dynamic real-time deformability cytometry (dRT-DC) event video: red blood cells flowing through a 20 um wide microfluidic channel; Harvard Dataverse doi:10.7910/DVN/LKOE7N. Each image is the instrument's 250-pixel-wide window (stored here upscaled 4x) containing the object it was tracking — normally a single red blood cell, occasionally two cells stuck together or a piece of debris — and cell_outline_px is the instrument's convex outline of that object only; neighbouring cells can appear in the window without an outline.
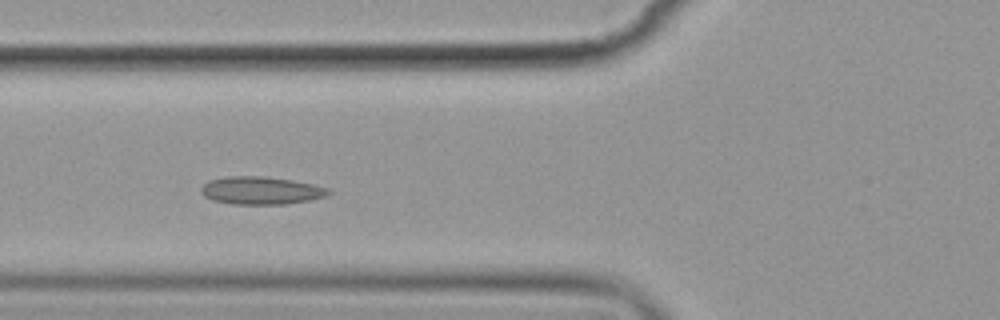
{"species": "common noctule bat (a hibernating species)", "species_latin": "Nyctalus noctula", "temperature_condition": "cold", "stored_images_in_passage": 7, "camera_frame_rate_fps": 3000, "um_per_image_px": 0.085, "animal": {"sex": "female", "body_mass_g": 19.9}, "frame": {"image": 1, "passage_image": 5, "time_ms": 4.667, "image_size_px": [1000, 320], "cell_outline_px": [[332, 192], [328, 196], [308, 200], [284, 204], [232, 204], [212, 200], [204, 196], [200, 192], [200, 188], [208, 180], [228, 176], [264, 176], [292, 180], [312, 184], [328, 188]], "centroid_in_image_um": [22.17, 16.19], "position_along_channel_um": 103.6, "area_um2": 20.69}}
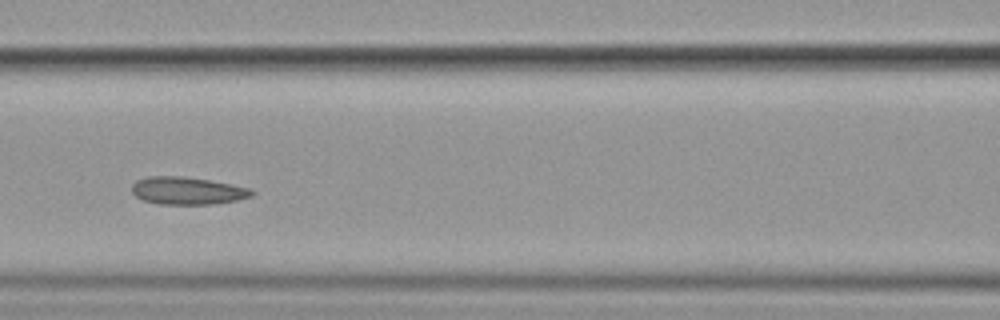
{"frame": {"image": 2, "passage_image": 6, "time_ms": 6.0, "image_size_px": [1000, 320], "cell_outline_px": [[256, 192], [252, 196], [236, 200], [216, 204], [156, 204], [140, 200], [132, 192], [132, 184], [136, 180], [148, 176], [184, 176], [232, 184], [248, 188]], "centroid_in_image_um": [15.89, 16.21], "position_along_channel_um": 150.7, "area_um2": 19.42}}
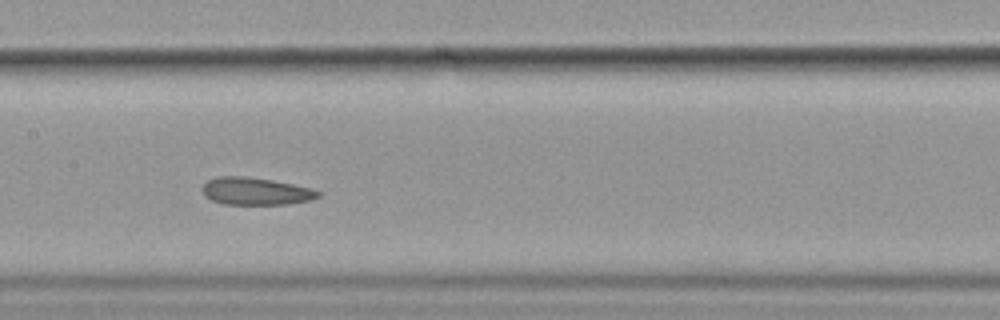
{"frame": {"image": 3, "passage_image": 7, "time_ms": 7.0, "image_size_px": [1000, 320], "cell_outline_px": [[324, 192], [320, 196], [312, 200], [284, 204], [224, 204], [212, 200], [204, 196], [200, 188], [208, 180], [216, 176], [244, 176], [272, 180], [312, 188]], "centroid_in_image_um": [21.73, 16.25], "position_along_channel_um": 185.7, "area_um2": 18.67}}